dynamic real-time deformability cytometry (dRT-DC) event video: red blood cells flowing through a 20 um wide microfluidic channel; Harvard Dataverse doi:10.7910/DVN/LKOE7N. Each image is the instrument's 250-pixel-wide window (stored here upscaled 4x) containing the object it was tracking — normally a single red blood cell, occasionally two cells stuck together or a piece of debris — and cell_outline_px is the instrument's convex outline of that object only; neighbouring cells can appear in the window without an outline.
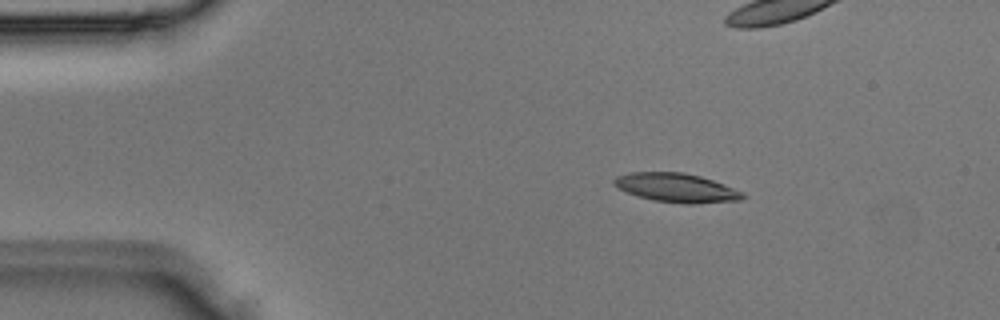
{"species": "Egyptian fruit bat (a non-hibernating species)", "species_latin": "Rousettus aegyptiacus", "temperature_condition": "room temperature", "stored_images_in_passage": 3, "camera_frame_rate_fps": 3000, "um_per_image_px": 0.085, "animal": {"sex": "male"}, "frame": {"image": 1, "passage_image": 2, "time_ms": 0.333, "image_size_px": [1000, 320], "cell_outline_px": [[744, 196], [740, 200], [696, 204], [688, 204], [652, 200], [628, 192], [612, 184], [612, 180], [616, 176], [632, 172], [684, 172], [700, 176], [724, 184], [744, 192]], "centroid_in_image_um": [57.51, 15.95], "position_along_channel_um": 27.5, "area_um2": 21.62}}